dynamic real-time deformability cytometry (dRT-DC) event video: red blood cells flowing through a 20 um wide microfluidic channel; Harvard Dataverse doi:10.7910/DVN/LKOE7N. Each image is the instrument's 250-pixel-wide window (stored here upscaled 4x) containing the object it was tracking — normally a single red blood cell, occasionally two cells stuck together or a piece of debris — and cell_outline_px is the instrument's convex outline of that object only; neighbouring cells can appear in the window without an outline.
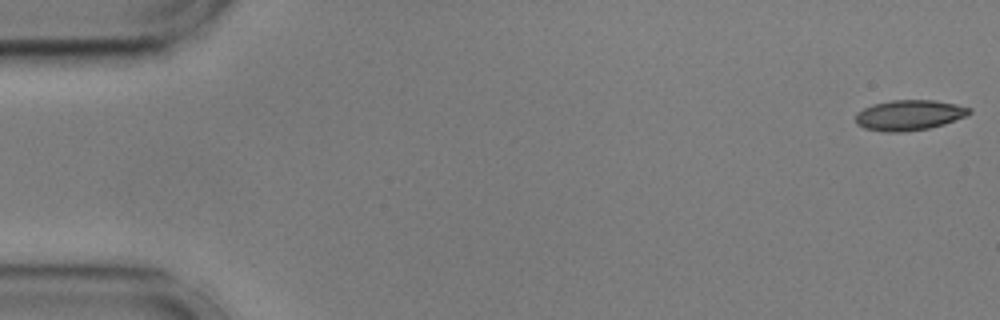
{"species": "common noctule bat (a hibernating species)", "species_latin": "Nyctalus noctula", "temperature_condition": "cold", "stored_images_in_passage": 55, "camera_frame_rate_fps": 3000, "um_per_image_px": 0.085, "animal": {"sex": "male", "body_mass_g": 17.9, "forearm_length_mm": 54.2}, "frame": {"image": 1, "passage_image": 1, "time_ms": 0.0, "image_size_px": [1000, 320], "cell_outline_px": [[972, 112], [968, 116], [944, 124], [928, 128], [904, 132], [884, 132], [864, 128], [856, 124], [856, 112], [872, 104], [892, 100], [932, 100], [956, 104], [972, 108]], "centroid_in_image_um": [77.29, 9.79], "position_along_channel_um": 7.7, "area_um2": 20.29}}
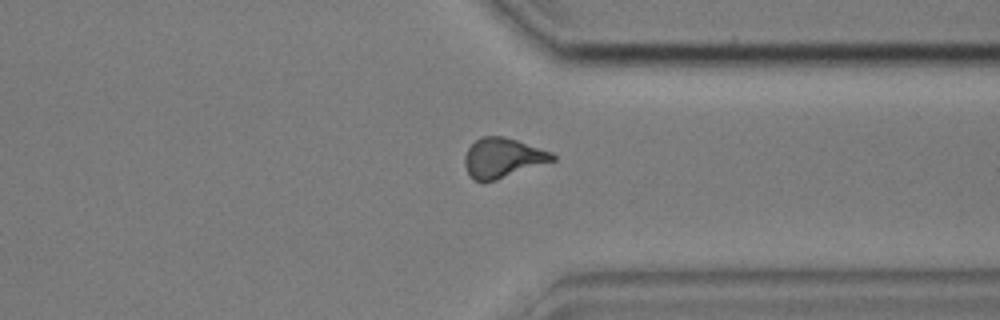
{"frame": {"image": 2, "passage_image": 42, "time_ms": 13.667, "image_size_px": [1000, 320], "cell_outline_px": [[556, 160], [484, 184], [476, 180], [468, 172], [464, 164], [464, 156], [468, 148], [480, 136], [500, 136], [516, 140], [552, 152], [556, 156]], "centroid_in_image_um": [42.72, 13.43], "position_along_channel_um": 368.7, "area_um2": 20.29}}
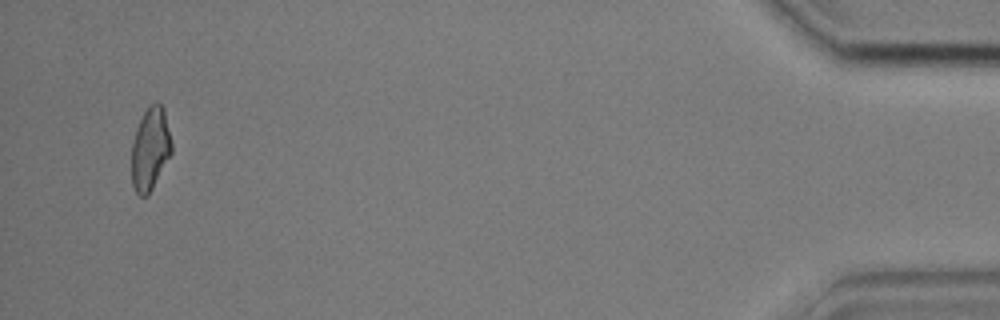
{"frame": {"image": 3, "passage_image": 53, "time_ms": 17.333, "image_size_px": [1000, 320], "cell_outline_px": [[172, 152], [148, 196], [140, 196], [136, 192], [132, 184], [132, 144], [136, 128], [144, 112], [152, 104], [160, 104], [164, 108], [172, 144]], "centroid_in_image_um": [12.77, 12.68], "position_along_channel_um": 422.4, "area_um2": 19.07}, "authors_computed_cell_mechanics": {"area_um2": 20.23, "velocity_mm_per_s": 3.6194, "shape_relaxation_time_tau1_ms": null, "shape_relaxation_time_tau2_ms": 2.4868, "deformation_change_tau1": null, "deformation_change_tau2": 0.0902}}